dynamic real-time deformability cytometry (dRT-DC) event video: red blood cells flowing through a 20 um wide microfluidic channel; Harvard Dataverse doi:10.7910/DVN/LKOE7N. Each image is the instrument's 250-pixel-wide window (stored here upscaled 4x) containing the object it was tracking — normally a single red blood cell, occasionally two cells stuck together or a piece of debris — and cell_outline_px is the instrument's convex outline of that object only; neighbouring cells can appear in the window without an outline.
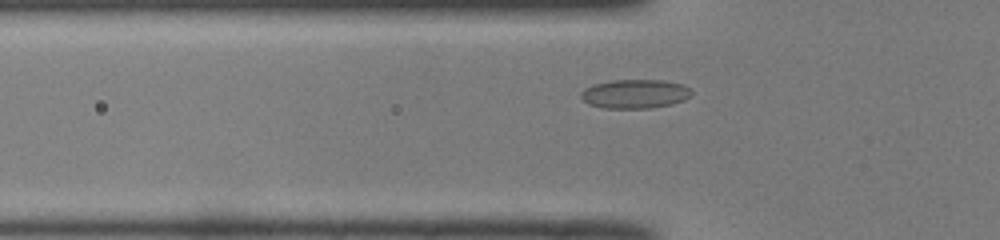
{"species": "common noctule bat (a hibernating species)", "species_latin": "Nyctalus noctula", "temperature_condition": "room temperature", "stored_images_in_passage": 35, "camera_frame_rate_fps": 3000, "um_per_image_px": 0.085, "animal": {"sex": "male", "body_mass_g": 19.0, "forearm_length_mm": 50.8}, "frame": {"image": 1, "passage_image": 5, "time_ms": 1.333, "image_size_px": [1000, 240], "cell_outline_px": [[692, 92], [684, 100], [672, 104], [652, 108], [604, 108], [588, 104], [580, 96], [580, 92], [584, 88], [592, 84], [612, 80], [664, 80], [684, 84]], "centroid_in_image_um": [53.94, 7.97], "position_along_channel_um": 71.9, "area_um2": 18.79}}
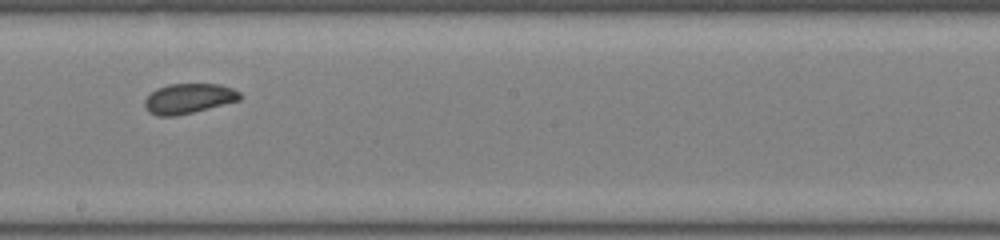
{"frame": {"image": 2, "passage_image": 17, "time_ms": 5.333, "image_size_px": [1000, 240], "cell_outline_px": [[240, 100], [176, 116], [156, 116], [148, 112], [144, 104], [144, 100], [156, 88], [168, 84], [220, 84], [232, 88], [240, 92]], "centroid_in_image_um": [16.0, 8.37], "position_along_channel_um": 232.2, "area_um2": 16.59}}
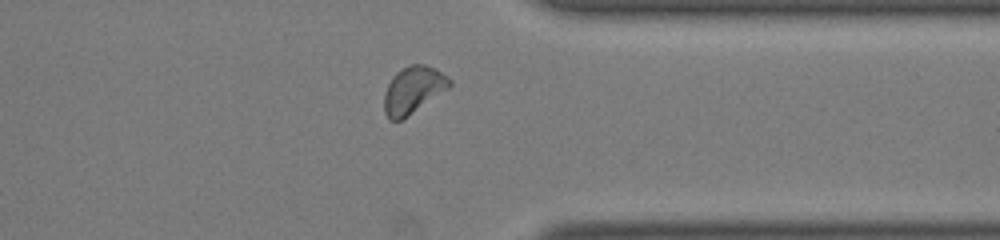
{"frame": {"image": 3, "passage_image": 28, "time_ms": 9.0, "image_size_px": [1000, 240], "cell_outline_px": [[452, 84], [448, 88], [400, 120], [388, 120], [384, 112], [384, 92], [392, 76], [396, 72], [408, 64], [424, 64], [436, 68], [448, 76], [452, 80]], "centroid_in_image_um": [35.1, 7.61], "position_along_channel_um": 376.3, "area_um2": 17.8}, "authors_computed_cell_mechanics": {"area_um2": 16.8776, "velocity_mm_per_s": 4.0128, "shape_relaxation_time_tau1_ms": 8.5942, "shape_relaxation_time_tau2_ms": 1.3171, "deformation_change_tau1": 0.1666, "deformation_change_tau2": 0.0601}}